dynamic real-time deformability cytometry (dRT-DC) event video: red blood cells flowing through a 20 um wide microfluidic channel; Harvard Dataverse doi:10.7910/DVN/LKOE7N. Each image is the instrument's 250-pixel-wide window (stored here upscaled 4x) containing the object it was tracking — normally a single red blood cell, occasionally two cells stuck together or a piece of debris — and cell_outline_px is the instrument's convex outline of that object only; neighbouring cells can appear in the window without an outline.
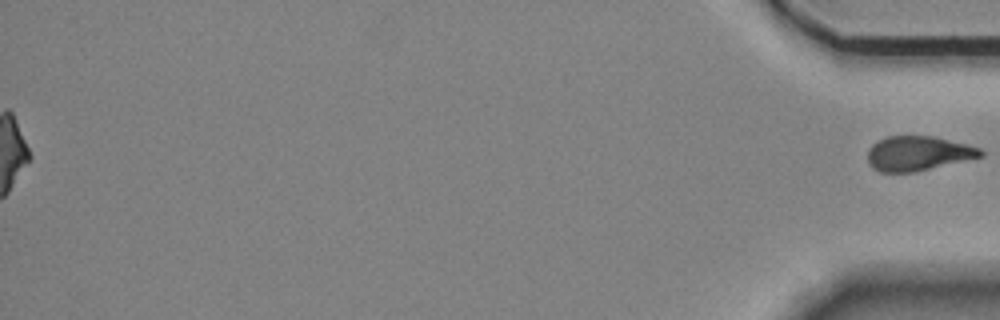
{"species": "Egyptian fruit bat (a non-hibernating species)", "species_latin": "Rousettus aegyptiacus", "temperature_condition": "room temperature", "stored_images_in_passage": 41, "segment_of_instrument_passage": [2, 2], "camera_frame_rate_fps": 3000, "um_per_image_px": 0.085, "animal": {"sex": "female"}, "frame": {"image": 1, "passage_image": 41, "time_ms": 13.333, "image_size_px": [1000, 320], "cell_outline_px": [[984, 156], [912, 172], [880, 172], [872, 168], [868, 164], [868, 148], [872, 144], [888, 136], [932, 136], [980, 148], [984, 152]], "centroid_in_image_um": [78.0, 13.04], "position_along_channel_um": 357.2, "area_um2": 22.48}}